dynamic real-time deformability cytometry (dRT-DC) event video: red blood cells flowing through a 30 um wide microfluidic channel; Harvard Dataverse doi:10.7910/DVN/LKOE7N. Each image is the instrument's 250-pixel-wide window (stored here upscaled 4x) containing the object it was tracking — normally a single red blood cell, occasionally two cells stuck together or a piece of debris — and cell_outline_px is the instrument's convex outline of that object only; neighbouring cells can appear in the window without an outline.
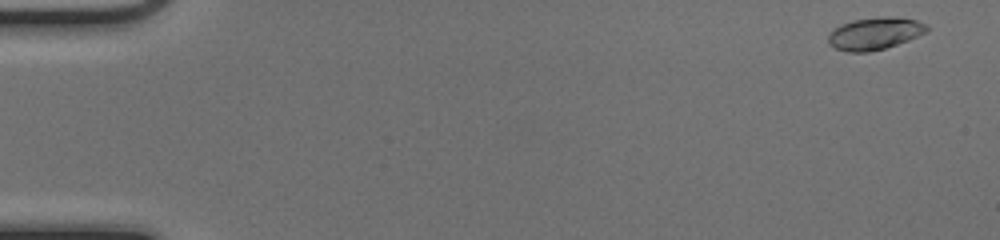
{"species": "common noctule bat (a hibernating species)", "species_latin": "Nyctalus noctula", "temperature_condition": "cold", "stored_images_in_passage": 49, "camera_frame_rate_fps": 3000, "um_per_image_px": 0.085, "animal": {"sex": "female", "body_mass_g": 17.0, "forearm_length_mm": 48.0}, "frame": {"image": 1, "passage_image": 1, "time_ms": 0.0, "image_size_px": [1000, 240], "cell_outline_px": [[928, 28], [924, 32], [908, 40], [884, 48], [868, 52], [848, 52], [836, 48], [828, 44], [828, 36], [840, 24], [852, 20], [888, 16], [892, 16], [916, 20], [924, 24]], "centroid_in_image_um": [74.31, 2.85], "position_along_channel_um": 10.7, "area_um2": 18.15}}
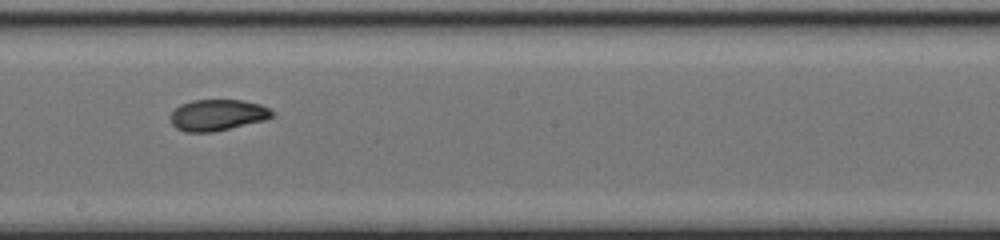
{"frame": {"image": 2, "passage_image": 28, "time_ms": 9.0, "image_size_px": [1000, 240], "cell_outline_px": [[276, 116], [264, 120], [212, 132], [184, 132], [176, 128], [172, 124], [168, 116], [180, 104], [192, 100], [240, 100], [260, 104], [268, 108]], "centroid_in_image_um": [18.45, 9.78], "position_along_channel_um": 229.8, "area_um2": 18.5}}
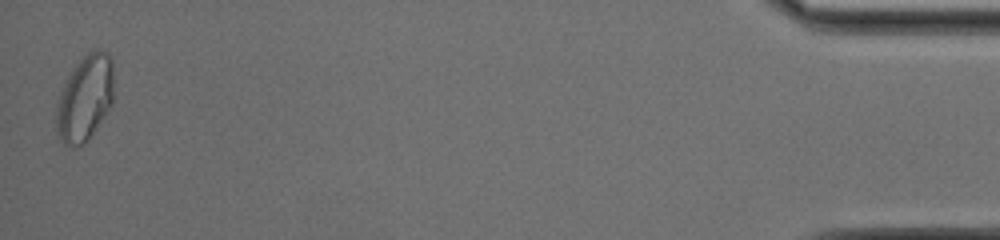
{"frame": {"image": 3, "passage_image": 49, "time_ms": 16.0, "image_size_px": [1000, 240], "cell_outline_px": [[112, 104], [88, 140], [84, 144], [64, 144], [60, 140], [56, 132], [56, 104], [64, 84], [68, 76], [76, 64], [88, 52], [96, 48], [100, 48], [108, 52], [112, 60]], "centroid_in_image_um": [7.21, 8.32], "position_along_channel_um": 428.0, "area_um2": 28.5}, "authors_computed_cell_mechanics": {"area_um2": 18.785, "velocity_mm_per_s": 4.1259, "shape_relaxation_time_tau1_ms": 11.3943, "shape_relaxation_time_tau2_ms": 1.6886, "deformation_change_tau1": 0.2902, "deformation_change_tau2": 0.0514}}